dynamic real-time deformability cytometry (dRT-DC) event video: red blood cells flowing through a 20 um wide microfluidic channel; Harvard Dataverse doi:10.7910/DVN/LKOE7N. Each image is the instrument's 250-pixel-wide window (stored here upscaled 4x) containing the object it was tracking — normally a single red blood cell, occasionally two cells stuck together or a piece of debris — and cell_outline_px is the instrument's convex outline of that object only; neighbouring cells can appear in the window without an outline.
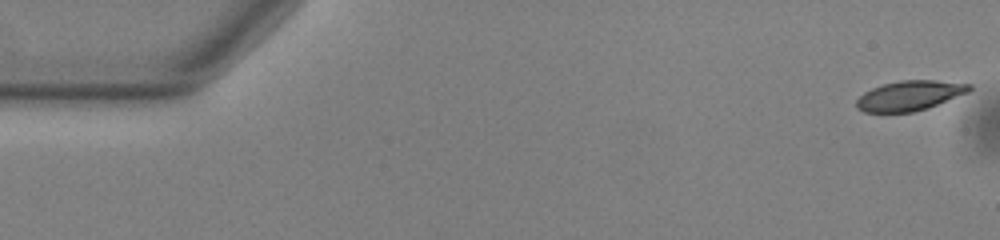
{"species": "common noctule bat (a hibernating species)", "species_latin": "Nyctalus noctula", "temperature_condition": "warm", "stored_images_in_passage": 54, "camera_frame_rate_fps": 3000, "um_per_image_px": 0.085, "animal": {"sex": "male", "body_mass_g": 13.0, "forearm_length_mm": 53.1}, "frame": {"image": 1, "passage_image": 1, "time_ms": 0.0, "image_size_px": [1000, 240], "cell_outline_px": [[972, 88], [968, 92], [928, 108], [912, 112], [864, 112], [856, 108], [856, 100], [864, 92], [872, 88], [884, 84], [900, 80], [936, 80], [972, 84]], "centroid_in_image_um": [77.31, 8.12], "position_along_channel_um": 7.7, "area_um2": 19.59}}
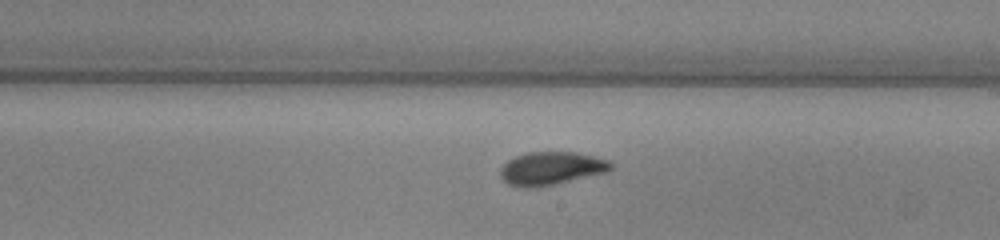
{"frame": {"image": 2, "passage_image": 31, "time_ms": 10.0, "image_size_px": [1000, 240], "cell_outline_px": [[612, 168], [608, 172], [552, 184], [528, 188], [524, 188], [508, 184], [500, 176], [500, 168], [508, 160], [516, 156], [528, 152], [576, 152], [608, 160], [612, 164]], "centroid_in_image_um": [46.84, 14.3], "position_along_channel_um": 242.2, "area_um2": 21.1}}
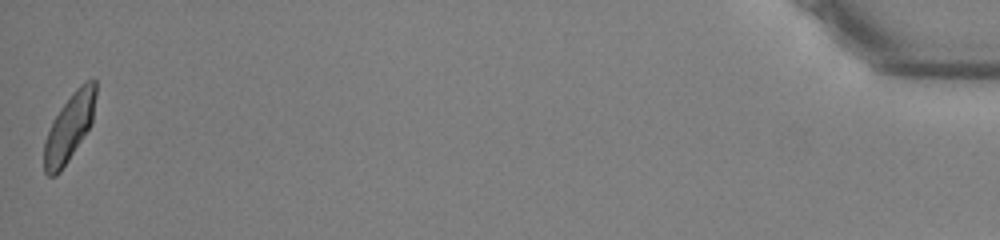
{"frame": {"image": 3, "passage_image": 54, "time_ms": 17.667, "image_size_px": [1000, 240], "cell_outline_px": [[96, 96], [92, 124], [60, 172], [56, 176], [48, 176], [44, 172], [44, 144], [48, 132], [60, 108], [72, 92], [84, 80], [96, 80]], "centroid_in_image_um": [5.91, 10.81], "position_along_channel_um": 429.3, "area_um2": 20.17}, "authors_computed_cell_mechanics": {"area_um2": 20.7213, "velocity_mm_per_s": 3.7708, "shape_relaxation_time_tau1_ms": 2.6461, "shape_relaxation_time_tau2_ms": 1.2457, "deformation_change_tau1": 0.12, "deformation_change_tau2": 0.0527}}